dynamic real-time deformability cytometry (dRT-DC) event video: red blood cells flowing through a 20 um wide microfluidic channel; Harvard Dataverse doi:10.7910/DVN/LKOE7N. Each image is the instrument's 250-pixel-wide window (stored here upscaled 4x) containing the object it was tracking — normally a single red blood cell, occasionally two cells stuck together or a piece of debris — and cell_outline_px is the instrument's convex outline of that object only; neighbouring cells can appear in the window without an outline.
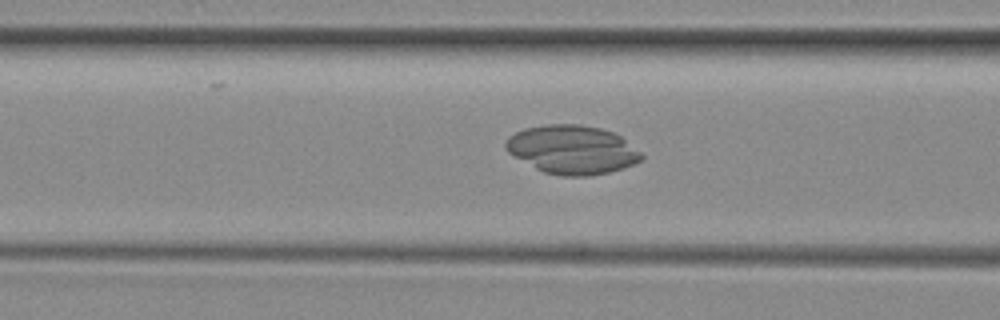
{"species": "common noctule bat (a hibernating species)", "species_latin": "Nyctalus noctula", "temperature_condition": "room temperature", "stored_images_in_passage": 48, "camera_frame_rate_fps": 3000, "um_per_image_px": 0.085, "animal": {"sex": "female", "body_mass_g": 29.2, "forearm_length_mm": 56.3}, "frame": {"image": 1, "passage_image": 17, "time_ms": 5.333, "image_size_px": [1000, 320], "cell_outline_px": [[644, 156], [640, 160], [624, 168], [608, 172], [588, 176], [560, 176], [544, 172], [536, 168], [508, 152], [504, 148], [504, 144], [508, 136], [524, 128], [548, 124], [580, 124], [600, 128], [612, 132], [620, 136], [640, 152]], "centroid_in_image_um": [48.61, 12.71], "position_along_channel_um": 118.0, "area_um2": 38.26}}
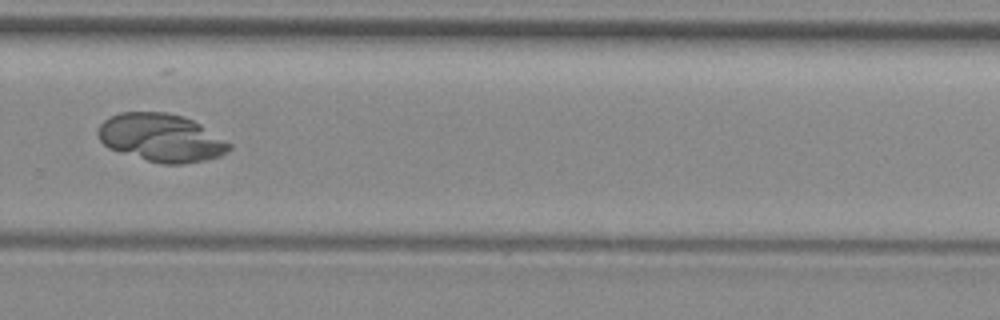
{"frame": {"image": 2, "passage_image": 32, "time_ms": 10.333, "image_size_px": [1000, 320], "cell_outline_px": [[232, 148], [228, 152], [220, 156], [204, 160], [184, 164], [164, 164], [148, 160], [120, 152], [108, 148], [100, 140], [96, 132], [100, 124], [104, 120], [120, 112], [164, 112], [180, 116], [192, 120], [200, 124], [232, 144]], "centroid_in_image_um": [13.7, 11.71], "position_along_channel_um": 316.1, "area_um2": 36.47}}
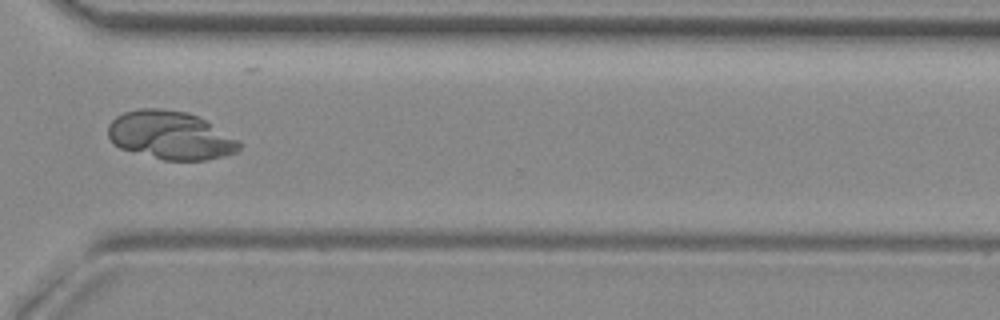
{"frame": {"image": 3, "passage_image": 35, "time_ms": 11.333, "image_size_px": [1000, 320], "cell_outline_px": [[240, 148], [236, 152], [224, 156], [204, 160], [164, 160], [120, 148], [108, 136], [108, 124], [116, 116], [124, 112], [140, 108], [156, 108], [188, 112], [204, 120], [240, 140]], "centroid_in_image_um": [14.48, 11.5], "position_along_channel_um": 356.1, "area_um2": 36.65}}